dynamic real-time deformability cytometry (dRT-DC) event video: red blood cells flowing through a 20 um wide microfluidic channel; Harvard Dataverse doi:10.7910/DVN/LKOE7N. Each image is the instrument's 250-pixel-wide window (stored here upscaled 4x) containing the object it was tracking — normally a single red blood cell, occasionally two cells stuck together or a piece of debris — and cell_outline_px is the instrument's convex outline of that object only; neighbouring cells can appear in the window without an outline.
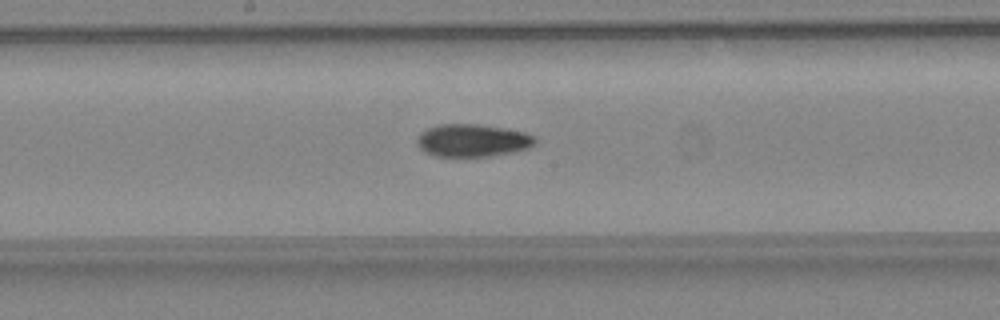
{"species": "common noctule bat (a hibernating species)", "species_latin": "Nyctalus noctula", "temperature_condition": "warm", "stored_images_in_passage": 29, "camera_frame_rate_fps": 3000, "um_per_image_px": 0.085, "animal": {"sex": "female", "body_mass_g": 24.6, "forearm_length_mm": 56.2}, "frame": {"image": 1, "passage_image": 12, "time_ms": 3.667, "image_size_px": [1000, 320], "cell_outline_px": [[536, 144], [528, 148], [512, 152], [488, 156], [436, 156], [424, 152], [416, 144], [416, 136], [420, 132], [428, 128], [440, 124], [480, 124], [504, 128], [524, 132], [536, 136]], "centroid_in_image_um": [40.14, 11.93], "position_along_channel_um": 208.1, "area_um2": 22.6}}
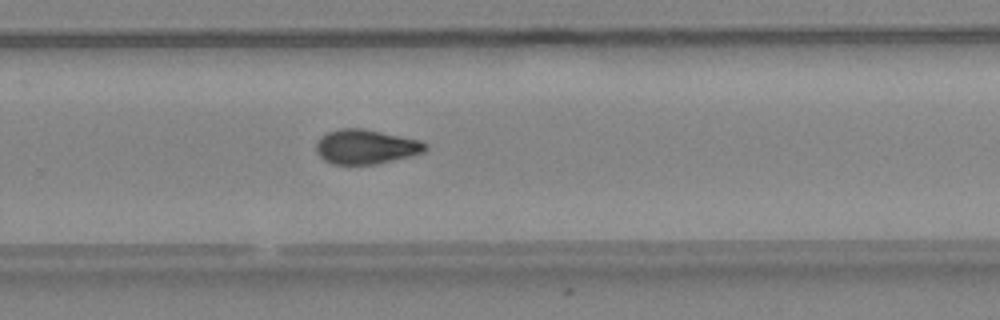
{"frame": {"image": 2, "passage_image": 18, "time_ms": 5.667, "image_size_px": [1000, 320], "cell_outline_px": [[428, 148], [424, 152], [412, 156], [376, 164], [332, 164], [324, 160], [316, 152], [316, 140], [320, 136], [328, 132], [340, 128], [360, 128], [420, 140], [428, 144]], "centroid_in_image_um": [31.09, 12.48], "position_along_channel_um": 298.7, "area_um2": 22.02}}
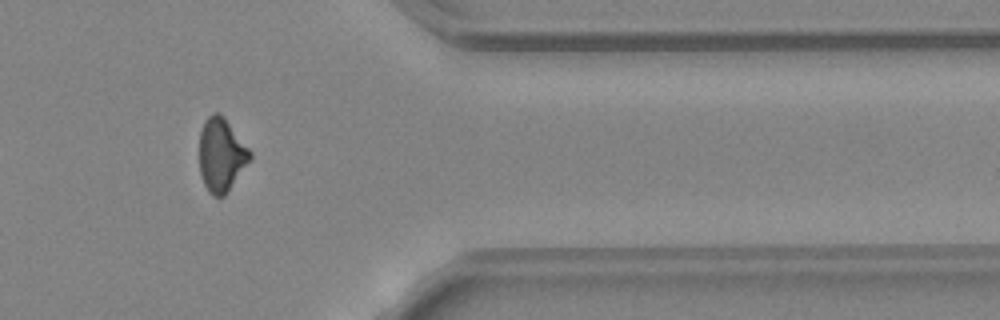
{"frame": {"image": 3, "passage_image": 25, "time_ms": 8.0, "image_size_px": [1000, 320], "cell_outline_px": [[252, 156], [224, 196], [212, 196], [208, 192], [204, 184], [200, 172], [200, 132], [204, 120], [212, 112], [220, 112], [224, 116], [252, 152]], "centroid_in_image_um": [18.8, 13.12], "position_along_channel_um": 392.6, "area_um2": 21.56}, "authors_computed_cell_mechanics": {"area_um2": 22.1374, "velocity_mm_per_s": 4.5569, "shape_relaxation_time_tau1_ms": 6.7416, "shape_relaxation_time_tau2_ms": 2.9635, "deformation_change_tau1": 0.1967, "deformation_change_tau2": 0.0891}}